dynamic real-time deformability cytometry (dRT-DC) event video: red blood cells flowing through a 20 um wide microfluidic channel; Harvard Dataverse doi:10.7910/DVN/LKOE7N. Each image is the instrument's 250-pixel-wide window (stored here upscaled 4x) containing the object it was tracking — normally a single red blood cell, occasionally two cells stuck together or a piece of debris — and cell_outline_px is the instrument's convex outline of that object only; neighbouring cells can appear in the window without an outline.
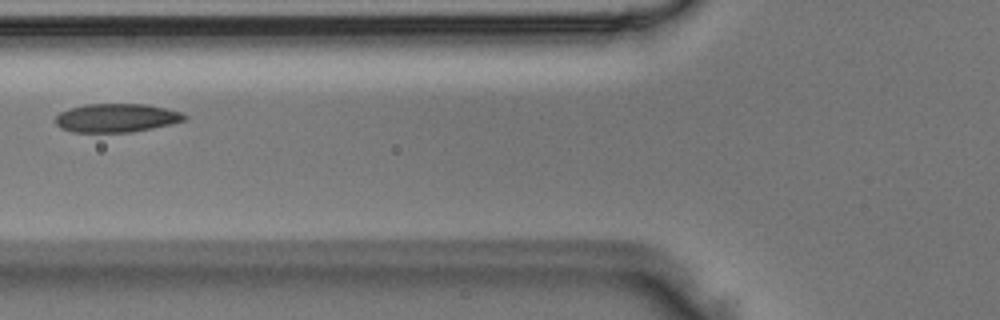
{"species": "Egyptian fruit bat (a non-hibernating species)", "species_latin": "Rousettus aegyptiacus", "temperature_condition": "room temperature", "stored_images_in_passage": 2, "camera_frame_rate_fps": 3000, "um_per_image_px": 0.085, "animal": {"sex": "male"}, "frame": {"image": 1, "passage_image": 2, "time_ms": 0.333, "image_size_px": [1000, 320], "cell_outline_px": [[188, 116], [184, 120], [172, 124], [132, 132], [72, 132], [60, 128], [56, 124], [56, 116], [60, 112], [68, 108], [84, 104], [144, 104], [164, 108], [180, 112]], "centroid_in_image_um": [9.87, 10.02], "position_along_channel_um": 115.9, "area_um2": 21.5}}